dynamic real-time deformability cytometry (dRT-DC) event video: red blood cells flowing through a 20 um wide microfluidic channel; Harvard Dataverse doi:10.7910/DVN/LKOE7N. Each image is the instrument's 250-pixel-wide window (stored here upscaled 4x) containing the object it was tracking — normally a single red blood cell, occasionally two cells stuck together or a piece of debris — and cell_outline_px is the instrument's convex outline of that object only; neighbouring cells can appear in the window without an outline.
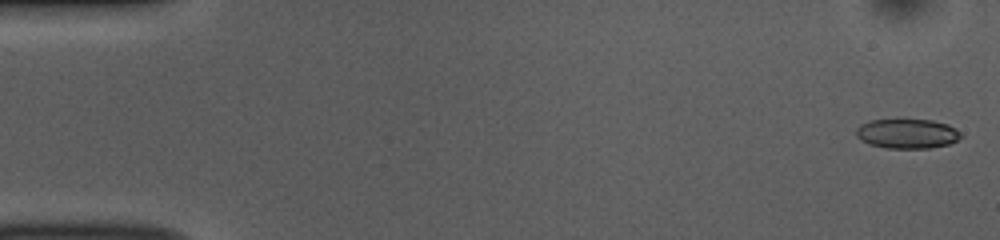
{"species": "common noctule bat (a hibernating species)", "species_latin": "Nyctalus noctula", "temperature_condition": "room temperature", "stored_images_in_passage": 47, "camera_frame_rate_fps": 3000, "um_per_image_px": 0.085, "animal": {"sex": "female", "body_mass_g": 10.0, "forearm_length_mm": 53.1}, "frame": {"image": 1, "passage_image": 1, "time_ms": 0.0, "image_size_px": [1000, 240], "cell_outline_px": [[964, 136], [948, 144], [928, 148], [884, 148], [868, 144], [860, 140], [856, 136], [856, 128], [860, 124], [872, 120], [932, 120], [948, 124], [956, 128]], "centroid_in_image_um": [77.1, 11.36], "position_along_channel_um": 7.9, "area_um2": 18.15}}
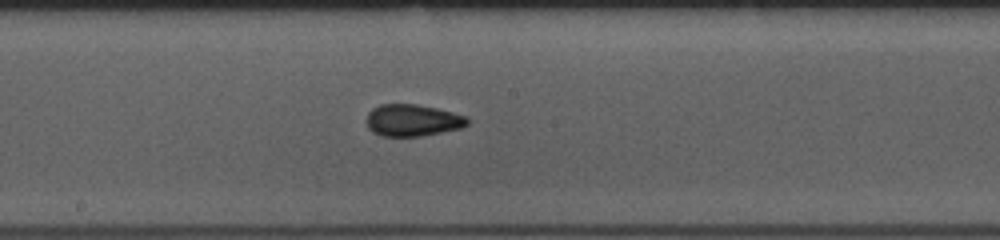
{"frame": {"image": 2, "passage_image": 27, "time_ms": 8.667, "image_size_px": [1000, 240], "cell_outline_px": [[468, 124], [460, 128], [420, 136], [380, 136], [372, 132], [368, 128], [364, 120], [368, 112], [372, 108], [380, 104], [416, 104], [436, 108], [452, 112], [464, 116], [468, 120]], "centroid_in_image_um": [34.98, 10.22], "position_along_channel_um": 213.2, "area_um2": 18.79}}
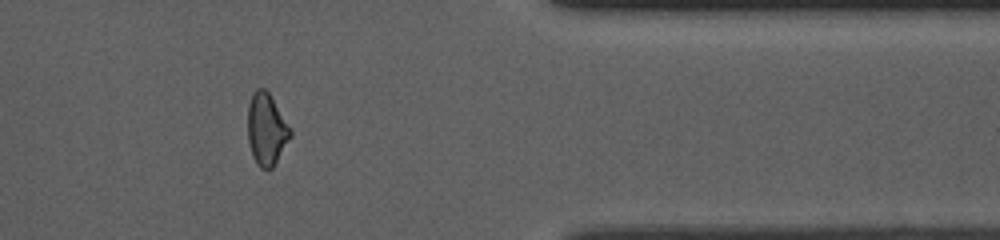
{"frame": {"image": 3, "passage_image": 42, "time_ms": 13.667, "image_size_px": [1000, 240], "cell_outline_px": [[292, 136], [272, 168], [260, 168], [256, 164], [252, 156], [248, 140], [248, 104], [252, 92], [256, 88], [264, 88], [268, 92], [292, 128]], "centroid_in_image_um": [22.65, 10.98], "position_along_channel_um": 388.7, "area_um2": 18.03}}